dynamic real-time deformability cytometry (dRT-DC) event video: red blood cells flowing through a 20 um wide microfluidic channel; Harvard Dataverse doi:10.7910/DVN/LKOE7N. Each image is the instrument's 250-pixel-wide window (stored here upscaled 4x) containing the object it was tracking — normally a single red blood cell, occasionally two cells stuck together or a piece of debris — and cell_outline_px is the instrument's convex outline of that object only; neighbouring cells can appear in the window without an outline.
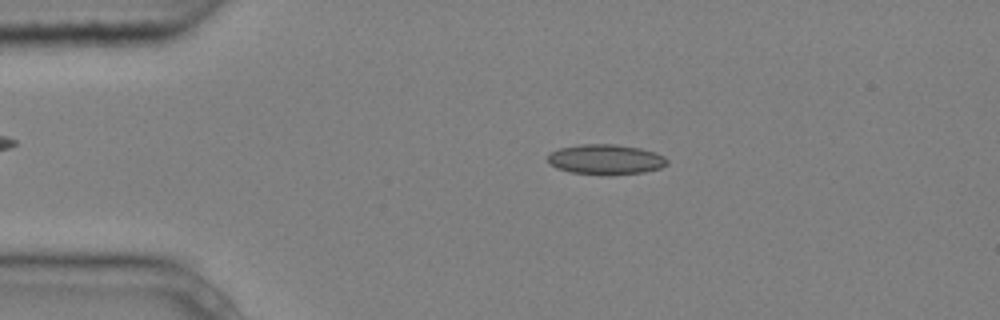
{"species": "common noctule bat (a hibernating species)", "species_latin": "Nyctalus noctula", "temperature_condition": "cold", "stored_images_in_passage": 3, "camera_frame_rate_fps": 3000, "um_per_image_px": 0.085, "animal": {"sex": "male", "body_mass_g": 20.4}, "frame": {"image": 1, "passage_image": 2, "time_ms": 0.333, "image_size_px": [1000, 320], "cell_outline_px": [[668, 164], [660, 168], [644, 172], [568, 172], [556, 168], [548, 164], [548, 152], [560, 148], [580, 144], [616, 144], [640, 148], [656, 152], [664, 156], [668, 160]], "centroid_in_image_um": [51.46, 13.5], "position_along_channel_um": 33.5, "area_um2": 20.35}}